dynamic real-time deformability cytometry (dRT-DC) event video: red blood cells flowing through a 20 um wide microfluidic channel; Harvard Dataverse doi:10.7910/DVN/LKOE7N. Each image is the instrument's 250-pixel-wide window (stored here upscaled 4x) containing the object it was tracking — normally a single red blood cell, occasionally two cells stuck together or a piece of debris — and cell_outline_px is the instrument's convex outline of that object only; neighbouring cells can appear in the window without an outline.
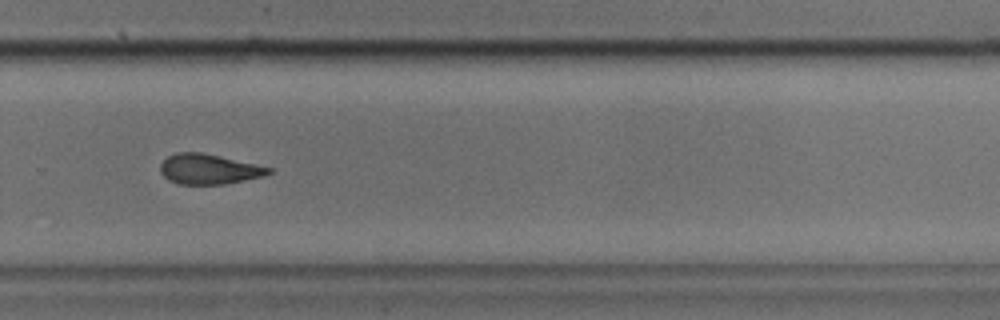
{"species": "common noctule bat (a hibernating species)", "species_latin": "Nyctalus noctula", "temperature_condition": "cold", "stored_images_in_passage": 33, "camera_frame_rate_fps": 3000, "um_per_image_px": 0.085, "animal": {"sex": "male", "body_mass_g": 17.9, "forearm_length_mm": 54.2}, "frame": {"image": 1, "passage_image": 19, "time_ms": 6.0, "image_size_px": [1000, 320], "cell_outline_px": [[272, 172], [264, 176], [224, 184], [180, 184], [168, 180], [160, 172], [160, 164], [168, 156], [176, 152], [200, 152], [220, 156], [256, 164], [272, 168]], "centroid_in_image_um": [17.74, 14.37], "position_along_channel_um": 312.1, "area_um2": 18.96}}